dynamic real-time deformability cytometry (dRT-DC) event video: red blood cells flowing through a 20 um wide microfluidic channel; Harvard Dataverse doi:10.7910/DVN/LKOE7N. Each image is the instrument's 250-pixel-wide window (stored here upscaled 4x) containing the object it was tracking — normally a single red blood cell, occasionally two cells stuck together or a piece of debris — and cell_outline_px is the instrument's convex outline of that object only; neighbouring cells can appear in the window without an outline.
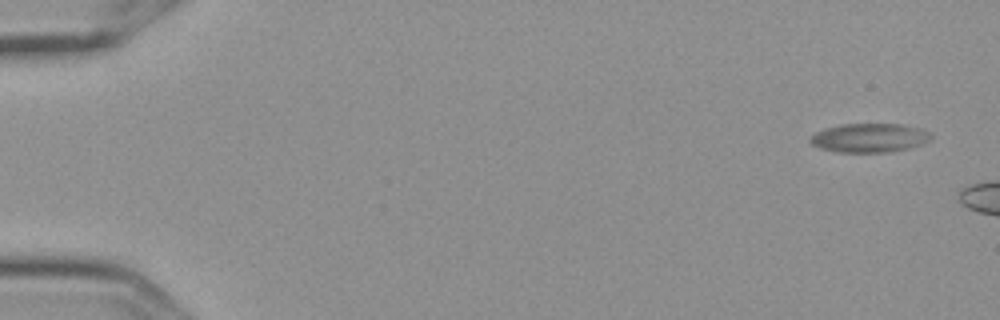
{"species": "Egyptian fruit bat (a non-hibernating species)", "species_latin": "Rousettus aegyptiacus", "temperature_condition": "cold", "stored_images_in_passage": 3, "camera_frame_rate_fps": 3000, "um_per_image_px": 0.085, "frame": {"image": 1, "passage_image": 1, "time_ms": 0.0, "image_size_px": [1000, 320], "cell_outline_px": [[932, 136], [928, 140], [920, 144], [908, 148], [892, 152], [836, 152], [820, 148], [812, 144], [808, 140], [808, 136], [824, 128], [840, 124], [900, 124], [920, 128], [928, 132]], "centroid_in_image_um": [73.83, 11.71], "position_along_channel_um": 11.2, "area_um2": 20.4}}